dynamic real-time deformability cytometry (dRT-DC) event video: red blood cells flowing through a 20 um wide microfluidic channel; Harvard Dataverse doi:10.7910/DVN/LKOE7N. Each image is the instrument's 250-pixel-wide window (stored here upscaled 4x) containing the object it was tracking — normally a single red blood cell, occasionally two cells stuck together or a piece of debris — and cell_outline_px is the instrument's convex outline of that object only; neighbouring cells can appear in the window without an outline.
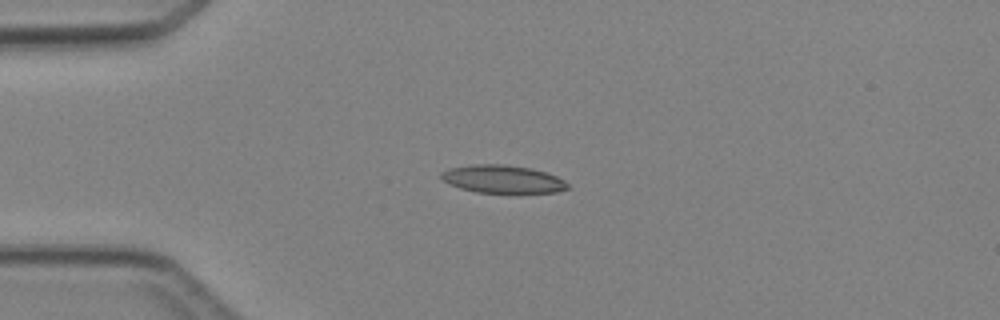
{"species": "Egyptian fruit bat (a non-hibernating species)", "species_latin": "Rousettus aegyptiacus", "temperature_condition": "cold", "stored_images_in_passage": 6, "camera_frame_rate_fps": 3000, "um_per_image_px": 0.085, "animal": {"sex": "female"}, "frame": {"image": 1, "passage_image": 4, "time_ms": 3.667, "image_size_px": [1000, 320], "cell_outline_px": [[568, 188], [556, 192], [520, 196], [476, 192], [460, 188], [448, 184], [440, 176], [440, 172], [448, 168], [472, 164], [504, 164], [532, 168], [556, 176], [564, 180], [568, 184]], "centroid_in_image_um": [42.75, 15.27], "position_along_channel_um": 42.3, "area_um2": 21.62}}
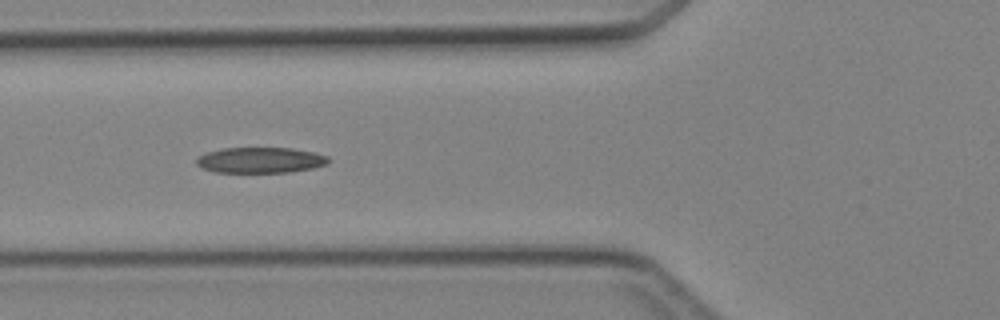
{"frame": {"image": 2, "passage_image": 6, "time_ms": 5.667, "image_size_px": [1000, 320], "cell_outline_px": [[328, 164], [312, 168], [288, 172], [216, 172], [200, 168], [196, 164], [196, 160], [200, 156], [208, 152], [224, 148], [292, 148], [312, 152], [328, 156]], "centroid_in_image_um": [22.12, 13.61], "position_along_channel_um": 103.7, "area_um2": 19.59}}